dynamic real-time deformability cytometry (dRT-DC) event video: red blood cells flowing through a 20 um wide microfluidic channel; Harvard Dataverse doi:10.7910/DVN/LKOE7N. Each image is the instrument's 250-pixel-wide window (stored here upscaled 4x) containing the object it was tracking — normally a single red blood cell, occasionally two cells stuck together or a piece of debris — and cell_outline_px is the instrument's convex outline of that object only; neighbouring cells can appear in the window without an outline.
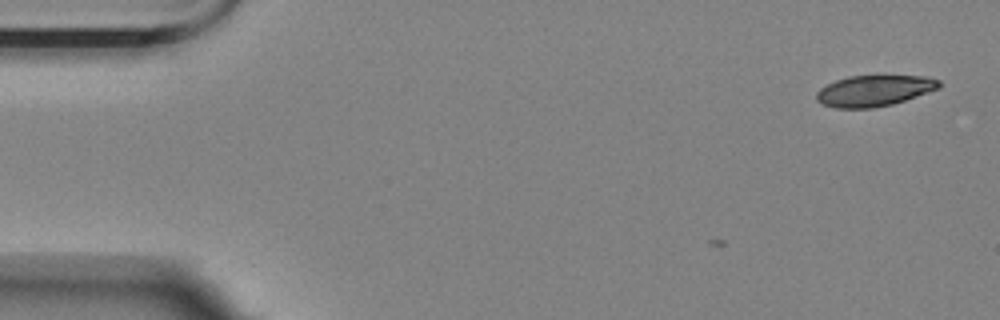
{"species": "Egyptian fruit bat (a non-hibernating species)", "species_latin": "Rousettus aegyptiacus", "temperature_condition": "room temperature", "stored_images_in_passage": 3, "camera_frame_rate_fps": 3000, "um_per_image_px": 0.085, "animal": {"sex": "female"}, "frame": {"image": 1, "passage_image": 3, "time_ms": 2.0, "image_size_px": [1000, 320], "cell_outline_px": [[944, 84], [940, 88], [892, 104], [872, 108], [836, 108], [820, 104], [816, 100], [816, 92], [820, 88], [836, 80], [848, 76], [884, 72], [928, 76], [940, 80]], "centroid_in_image_um": [74.36, 7.64], "position_along_channel_um": 10.6, "area_um2": 23.41}}